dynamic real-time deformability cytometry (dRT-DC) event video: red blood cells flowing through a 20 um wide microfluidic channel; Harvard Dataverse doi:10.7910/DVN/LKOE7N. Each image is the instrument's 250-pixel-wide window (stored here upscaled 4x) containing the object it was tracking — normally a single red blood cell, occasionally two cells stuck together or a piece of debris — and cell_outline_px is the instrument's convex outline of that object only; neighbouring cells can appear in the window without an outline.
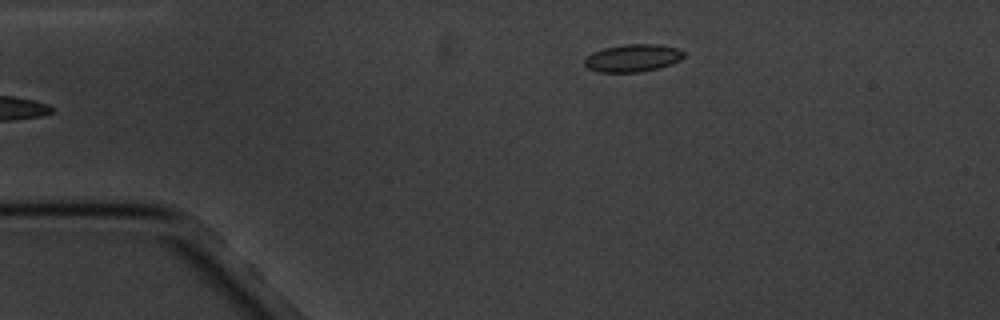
{"species": "common noctule bat (a hibernating species)", "species_latin": "Nyctalus noctula", "temperature_condition": "cold", "stored_images_in_passage": 5, "camera_frame_rate_fps": 3000, "um_per_image_px": 0.085, "animal": {"sex": "male", "body_mass_g": 20.1, "forearm_length_mm": 53.5}, "frame": {"image": 1, "passage_image": 5, "time_ms": 4.667, "image_size_px": [1000, 320], "cell_outline_px": [[684, 56], [680, 60], [672, 64], [660, 68], [640, 72], [596, 72], [588, 68], [584, 64], [584, 60], [592, 52], [604, 48], [624, 44], [660, 44], [680, 48], [684, 52]], "centroid_in_image_um": [53.81, 4.93], "position_along_channel_um": 31.2, "area_um2": 16.18}}